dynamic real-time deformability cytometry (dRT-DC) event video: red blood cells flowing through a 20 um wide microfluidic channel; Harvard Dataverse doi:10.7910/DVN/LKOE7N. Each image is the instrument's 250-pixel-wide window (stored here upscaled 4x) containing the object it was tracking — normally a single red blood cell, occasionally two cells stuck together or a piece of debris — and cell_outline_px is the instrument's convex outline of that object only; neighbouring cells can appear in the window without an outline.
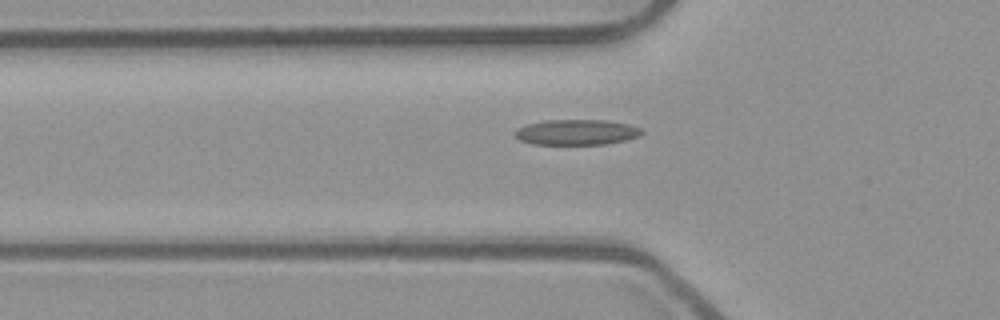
{"species": "common noctule bat (a hibernating species)", "species_latin": "Nyctalus noctula", "temperature_condition": "room temperature", "stored_images_in_passage": 35, "camera_frame_rate_fps": 3000, "um_per_image_px": 0.085, "animal": {"sex": "male", "body_mass_g": 23.1, "forearm_length_mm": 52.7}, "frame": {"image": 1, "passage_image": 5, "time_ms": 1.333, "image_size_px": [1000, 320], "cell_outline_px": [[644, 132], [640, 136], [628, 140], [608, 144], [532, 144], [520, 140], [512, 132], [516, 128], [528, 124], [544, 120], [608, 120], [632, 124], [640, 128]], "centroid_in_image_um": [49.05, 11.23], "position_along_channel_um": 76.8, "area_um2": 19.13}}
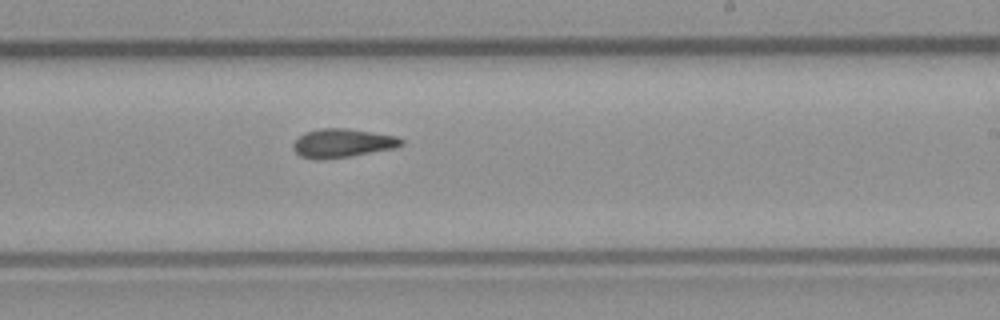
{"frame": {"image": 2, "passage_image": 19, "time_ms": 6.0, "image_size_px": [1000, 320], "cell_outline_px": [[404, 144], [396, 148], [324, 160], [316, 160], [300, 156], [292, 148], [292, 144], [304, 132], [320, 128], [348, 128], [396, 136], [404, 140]], "centroid_in_image_um": [29.09, 12.16], "position_along_channel_um": 259.9, "area_um2": 18.21}}
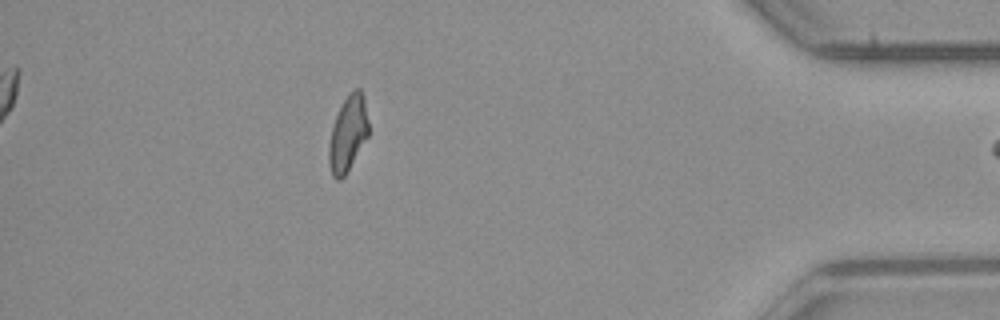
{"frame": {"image": 3, "passage_image": 34, "time_ms": 11.0, "image_size_px": [1000, 320], "cell_outline_px": [[368, 136], [344, 176], [340, 180], [336, 180], [332, 176], [328, 164], [328, 148], [332, 128], [336, 116], [348, 92], [352, 88], [360, 88], [364, 96], [368, 120]], "centroid_in_image_um": [29.57, 11.34], "position_along_channel_um": 405.6, "area_um2": 17.46}}